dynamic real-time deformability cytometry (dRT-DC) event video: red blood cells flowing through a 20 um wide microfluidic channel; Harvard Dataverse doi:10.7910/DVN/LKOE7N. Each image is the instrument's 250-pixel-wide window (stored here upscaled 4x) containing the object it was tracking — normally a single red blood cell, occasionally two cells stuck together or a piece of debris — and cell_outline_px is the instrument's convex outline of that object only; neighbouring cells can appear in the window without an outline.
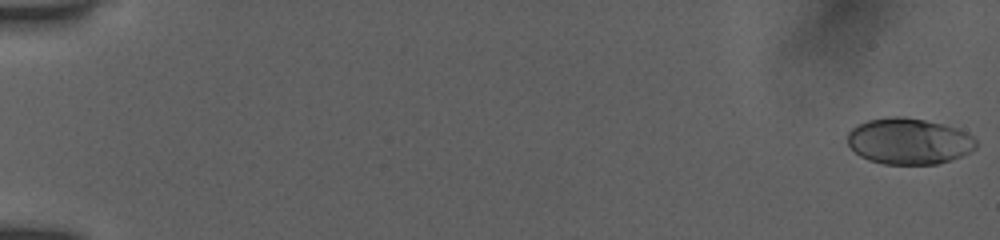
{"species": "human", "species_latin": "Homo sapiens", "temperature_condition": "room temperature", "stored_images_in_passage": 44, "camera_frame_rate_fps": 3000, "um_per_image_px": 0.085, "donor": {"sex": "female"}, "frame": {"image": 1, "passage_image": 1, "time_ms": 0.0, "image_size_px": [1000, 240], "cell_outline_px": [[976, 148], [960, 156], [936, 164], [884, 164], [868, 160], [860, 156], [848, 144], [848, 132], [852, 128], [868, 120], [884, 116], [904, 116], [944, 124], [956, 128], [972, 136], [976, 140]], "centroid_in_image_um": [77.23, 11.99], "position_along_channel_um": 7.8, "area_um2": 34.45}}
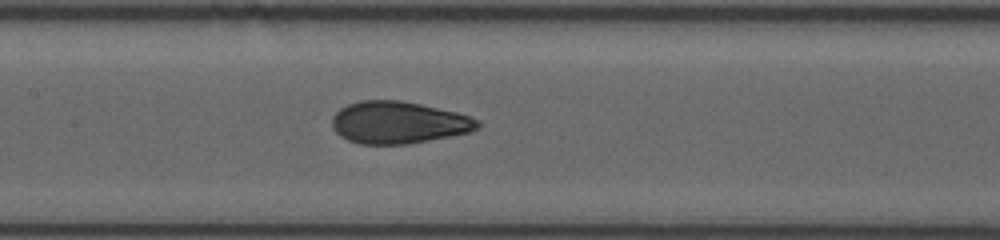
{"frame": {"image": 2, "passage_image": 25, "time_ms": 8.0, "image_size_px": [1000, 240], "cell_outline_px": [[484, 124], [480, 128], [472, 132], [408, 144], [360, 144], [348, 140], [340, 136], [332, 128], [332, 116], [340, 108], [348, 104], [360, 100], [400, 100], [420, 104], [456, 112], [480, 120]], "centroid_in_image_um": [33.89, 10.42], "position_along_channel_um": 173.5, "area_um2": 36.01}}
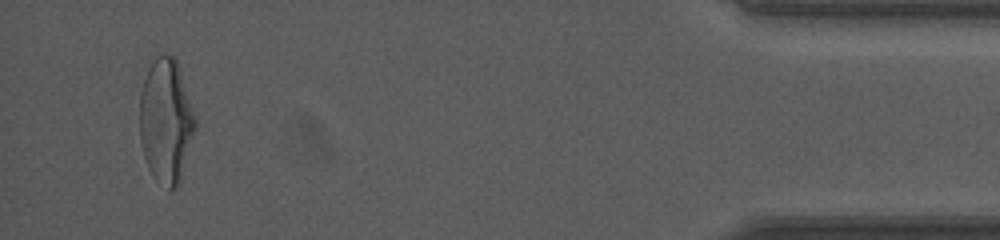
{"frame": {"image": 3, "passage_image": 44, "time_ms": 14.333, "image_size_px": [1000, 240], "cell_outline_px": [[196, 124], [180, 180], [176, 188], [168, 192], [152, 176], [148, 168], [140, 144], [140, 92], [148, 68], [156, 52], [176, 56], [180, 68], [196, 120]], "centroid_in_image_um": [14.08, 10.25], "position_along_channel_um": 421.1, "area_um2": 40.58}, "authors_computed_cell_mechanics": {"area_um2": 35.0557, "velocity_mm_per_s": 3.9485, "shape_relaxation_time_tau1_ms": 5.223, "shape_relaxation_time_tau2_ms": 0.666, "deformation_change_tau1": 0.2188, "deformation_change_tau2": 0.069}}